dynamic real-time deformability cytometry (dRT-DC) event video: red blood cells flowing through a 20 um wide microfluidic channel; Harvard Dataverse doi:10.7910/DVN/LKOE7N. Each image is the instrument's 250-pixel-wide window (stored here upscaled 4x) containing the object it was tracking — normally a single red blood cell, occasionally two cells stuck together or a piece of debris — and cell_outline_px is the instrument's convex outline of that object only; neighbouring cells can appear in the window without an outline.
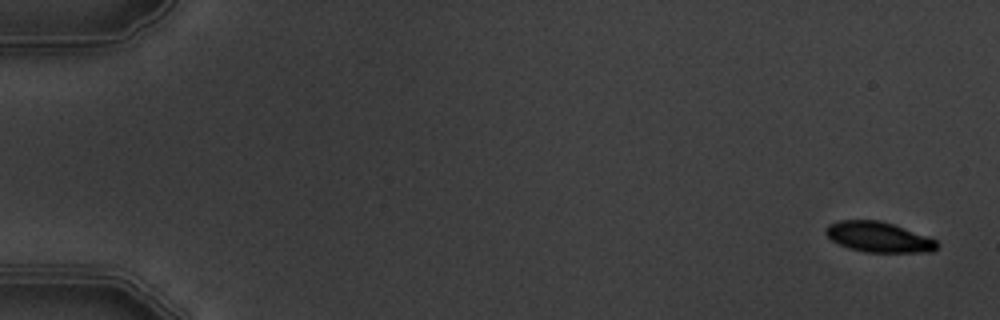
{"species": "common noctule bat (a hibernating species)", "species_latin": "Nyctalus noctula", "temperature_condition": "warm", "stored_images_in_passage": 15, "camera_frame_rate_fps": 3000, "um_per_image_px": 0.085, "animal": {"sex": "male", "body_mass_g": 19.5, "forearm_length_mm": 54.6}, "frame": {"image": 1, "passage_image": 1, "time_ms": 0.0, "image_size_px": [1000, 320], "cell_outline_px": [[940, 244], [932, 252], [864, 252], [848, 248], [832, 240], [824, 232], [824, 228], [828, 224], [840, 220], [880, 220], [928, 236], [936, 240]], "centroid_in_image_um": [74.67, 20.15], "position_along_channel_um": 10.3, "area_um2": 19.71}}
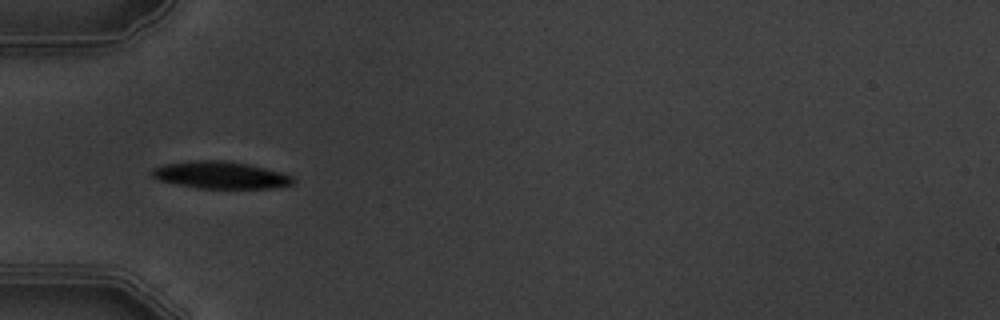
{"frame": {"image": 2, "passage_image": 5, "time_ms": 5.667, "image_size_px": [1000, 320], "cell_outline_px": [[296, 180], [292, 184], [272, 188], [196, 188], [176, 184], [160, 180], [152, 176], [152, 168], [164, 164], [188, 160], [228, 160], [252, 164], [280, 172], [292, 176]], "centroid_in_image_um": [18.75, 14.86], "position_along_channel_um": 66.3, "area_um2": 22.54}}
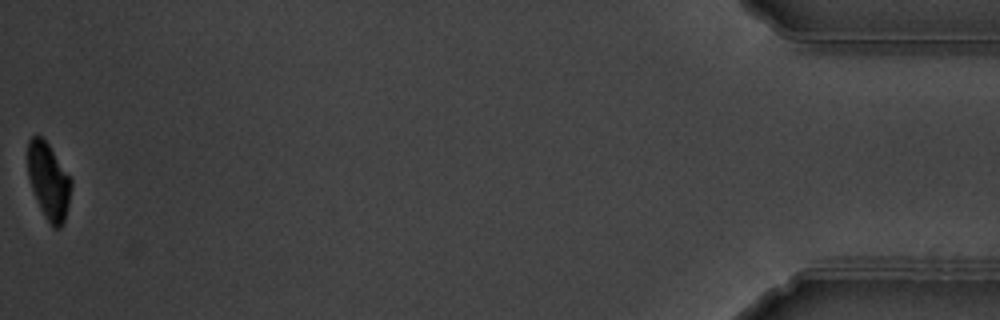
{"frame": {"image": 3, "passage_image": 15, "time_ms": 18.0, "image_size_px": [1000, 320], "cell_outline_px": [[72, 184], [64, 224], [60, 228], [52, 228], [44, 216], [40, 208], [32, 188], [28, 176], [28, 140], [32, 136], [40, 136], [48, 144], [72, 180]], "centroid_in_image_um": [4.14, 15.43], "position_along_channel_um": 431.1, "area_um2": 19.13}, "authors_computed_cell_mechanics": {"area_um2": 22.542, "velocity_mm_per_s": 3.7095, "shape_relaxation_time_tau1_ms": 2.7639, "shape_relaxation_time_tau2_ms": 1.9161, "deformation_change_tau1": 0.1268, "deformation_change_tau2": 0.0348}}